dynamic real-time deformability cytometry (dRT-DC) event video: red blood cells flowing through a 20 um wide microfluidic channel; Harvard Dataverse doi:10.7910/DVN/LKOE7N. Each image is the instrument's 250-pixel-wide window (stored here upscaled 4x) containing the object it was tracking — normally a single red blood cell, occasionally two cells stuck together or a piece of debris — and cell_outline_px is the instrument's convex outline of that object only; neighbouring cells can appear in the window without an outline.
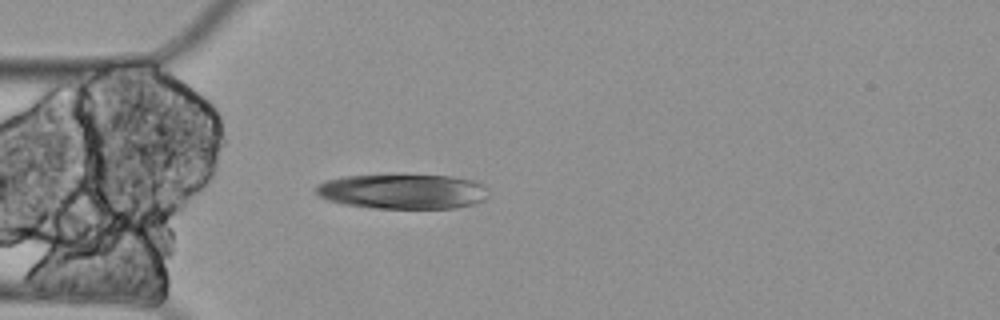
{"species": "Egyptian fruit bat (a non-hibernating species)", "species_latin": "Rousettus aegyptiacus", "temperature_condition": "cold", "stored_images_in_passage": 4, "camera_frame_rate_fps": 3000, "um_per_image_px": 0.085, "animal": {"sex": "female"}, "frame": {"image": 1, "passage_image": 4, "time_ms": 1.0, "image_size_px": [1000, 320], "cell_outline_px": [[488, 196], [484, 200], [472, 204], [456, 208], [376, 208], [344, 204], [328, 200], [320, 196], [316, 192], [316, 184], [324, 180], [344, 176], [452, 176], [472, 180], [488, 188]], "centroid_in_image_um": [34.23, 16.28], "position_along_channel_um": 50.8, "area_um2": 34.74}}